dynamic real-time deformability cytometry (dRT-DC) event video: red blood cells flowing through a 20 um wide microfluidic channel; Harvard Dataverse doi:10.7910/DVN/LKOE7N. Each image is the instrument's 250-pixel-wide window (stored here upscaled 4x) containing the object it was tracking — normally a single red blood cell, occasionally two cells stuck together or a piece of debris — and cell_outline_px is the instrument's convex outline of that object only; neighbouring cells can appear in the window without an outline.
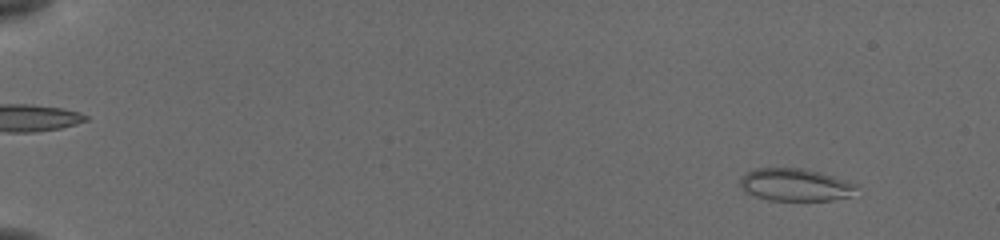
{"species": "common noctule bat (a hibernating species)", "species_latin": "Nyctalus noctula", "temperature_condition": "cold", "stored_images_in_passage": 55, "camera_frame_rate_fps": 3000, "um_per_image_px": 0.085, "animal": {"sex": "female", "body_mass_g": 19.5, "forearm_length_mm": 54.1}, "frame": {"image": 1, "passage_image": 5, "time_ms": 1.333, "image_size_px": [1000, 240], "cell_outline_px": [[856, 188], [848, 196], [832, 200], [768, 200], [756, 196], [748, 192], [740, 184], [740, 180], [744, 172], [756, 168], [804, 168], [820, 172], [856, 184]], "centroid_in_image_um": [67.55, 15.69], "position_along_channel_um": 17.4, "area_um2": 21.68}}
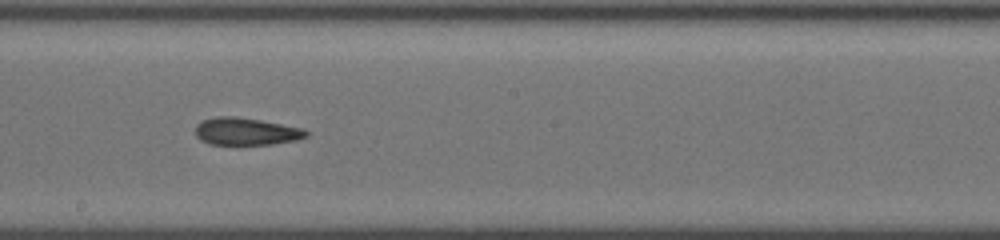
{"frame": {"image": 2, "passage_image": 33, "time_ms": 10.667, "image_size_px": [1000, 240], "cell_outline_px": [[308, 136], [296, 140], [272, 144], [208, 144], [200, 140], [196, 136], [196, 124], [204, 120], [216, 116], [236, 116], [260, 120], [304, 128], [308, 132]], "centroid_in_image_um": [20.91, 11.17], "position_along_channel_um": 227.3, "area_um2": 17.69}}
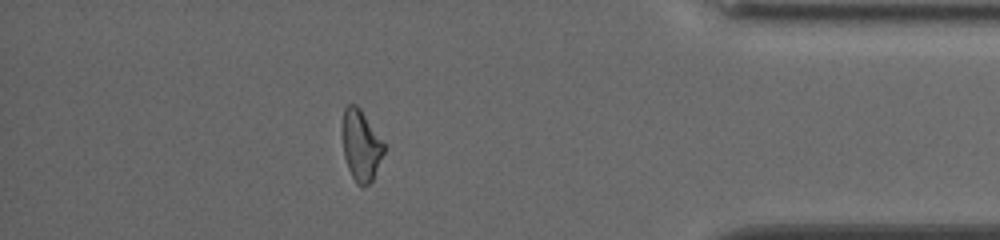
{"frame": {"image": 3, "passage_image": 49, "time_ms": 16.0, "image_size_px": [1000, 240], "cell_outline_px": [[384, 152], [372, 180], [364, 188], [360, 188], [356, 184], [348, 168], [344, 156], [340, 128], [344, 108], [348, 104], [356, 104], [360, 108], [384, 144]], "centroid_in_image_um": [30.63, 12.36], "position_along_channel_um": 404.6, "area_um2": 17.4}, "authors_computed_cell_mechanics": {"area_um2": 18.207, "velocity_mm_per_s": 3.8511, "shape_relaxation_time_tau1_ms": null, "shape_relaxation_time_tau2_ms": 3.8978, "deformation_change_tau1": null, "deformation_change_tau2": 0.1157}}